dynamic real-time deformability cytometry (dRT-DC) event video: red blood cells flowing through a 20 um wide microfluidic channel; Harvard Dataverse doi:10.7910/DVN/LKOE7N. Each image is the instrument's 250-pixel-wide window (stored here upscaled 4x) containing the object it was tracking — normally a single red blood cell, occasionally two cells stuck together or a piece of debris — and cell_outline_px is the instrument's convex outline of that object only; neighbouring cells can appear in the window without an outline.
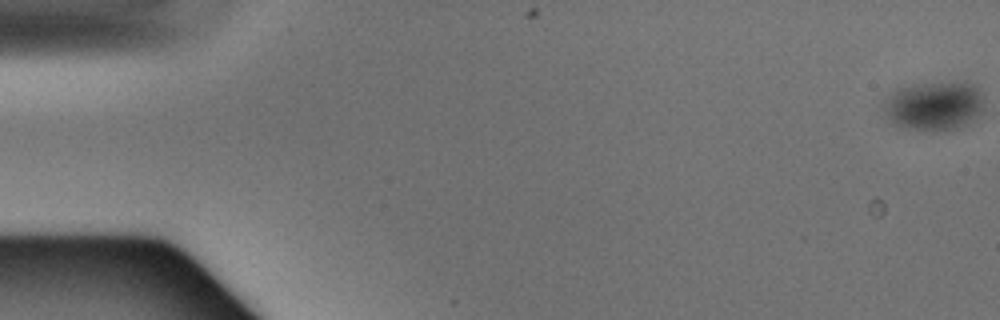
{"species": "Egyptian fruit bat (a non-hibernating species)", "species_latin": "Rousettus aegyptiacus", "temperature_condition": "warm", "stored_images_in_passage": 49, "camera_frame_rate_fps": 3000, "um_per_image_px": 0.085, "animal": {"sex": "male"}, "frame": {"image": 1, "passage_image": 1, "time_ms": 0.0, "image_size_px": [1000, 320], "cell_outline_px": [[984, 108], [968, 124], [956, 128], [936, 132], [904, 128], [892, 124], [880, 116], [880, 104], [896, 88], [912, 84], [964, 80], [968, 80], [980, 84], [984, 92]], "centroid_in_image_um": [79.38, 8.96], "position_along_channel_um": 5.6, "area_um2": 30.69}}
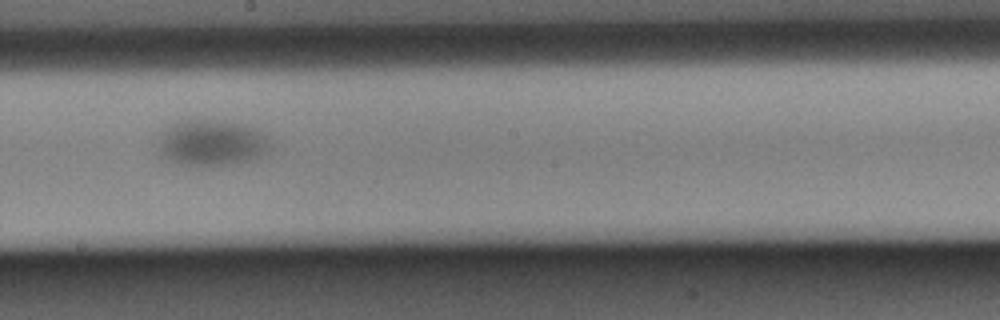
{"frame": {"image": 2, "passage_image": 28, "time_ms": 9.0, "image_size_px": [1000, 320], "cell_outline_px": [[272, 148], [268, 152], [256, 160], [240, 164], [208, 168], [200, 168], [176, 164], [160, 160], [156, 152], [160, 136], [172, 124], [180, 120], [212, 120], [244, 124], [256, 128], [272, 144]], "centroid_in_image_um": [17.96, 12.23], "position_along_channel_um": 230.2, "area_um2": 31.62}}
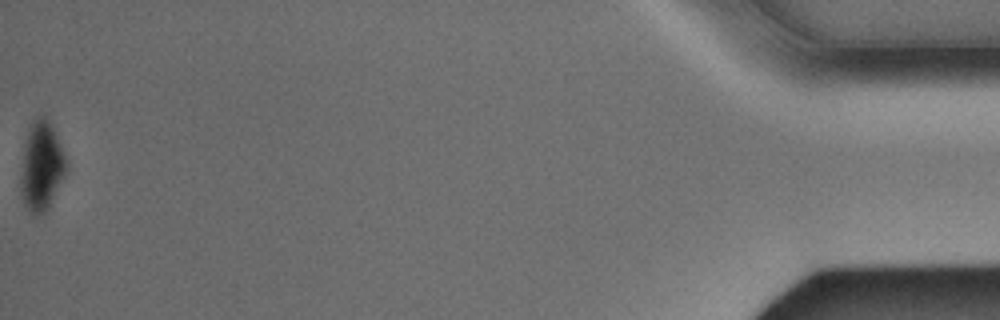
{"frame": {"image": 3, "passage_image": 49, "time_ms": 16.0, "image_size_px": [1000, 320], "cell_outline_px": [[68, 164], [64, 176], [48, 208], [44, 212], [36, 216], [24, 204], [20, 192], [20, 172], [24, 140], [28, 124], [36, 116], [44, 112], [60, 144]], "centroid_in_image_um": [3.49, 14.06], "position_along_channel_um": 431.7, "area_um2": 23.93}}